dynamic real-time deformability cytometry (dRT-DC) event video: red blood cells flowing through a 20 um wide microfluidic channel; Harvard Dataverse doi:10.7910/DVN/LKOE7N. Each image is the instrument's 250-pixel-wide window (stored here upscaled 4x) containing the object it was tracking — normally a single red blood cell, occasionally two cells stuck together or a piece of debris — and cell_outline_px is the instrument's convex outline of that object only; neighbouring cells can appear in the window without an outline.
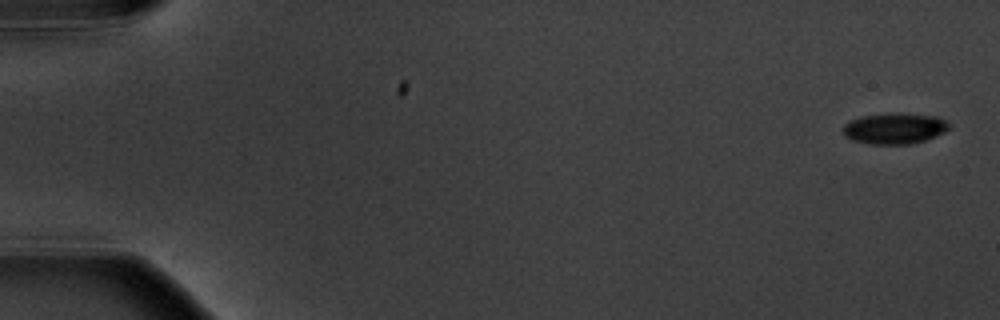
{"species": "common noctule bat (a hibernating species)", "species_latin": "Nyctalus noctula", "temperature_condition": "warm", "stored_images_in_passage": 5, "camera_frame_rate_fps": 3000, "um_per_image_px": 0.085, "animal": {"sex": "male", "body_mass_g": 20.1, "forearm_length_mm": 53.5}, "frame": {"image": 1, "passage_image": 1, "time_ms": 0.0, "image_size_px": [1000, 320], "cell_outline_px": [[948, 128], [944, 132], [936, 136], [912, 144], [868, 144], [852, 140], [844, 136], [844, 124], [848, 120], [860, 116], [892, 112], [900, 112], [936, 116], [944, 120], [948, 124]], "centroid_in_image_um": [75.99, 10.9], "position_along_channel_um": 9.0, "area_um2": 19.36}}
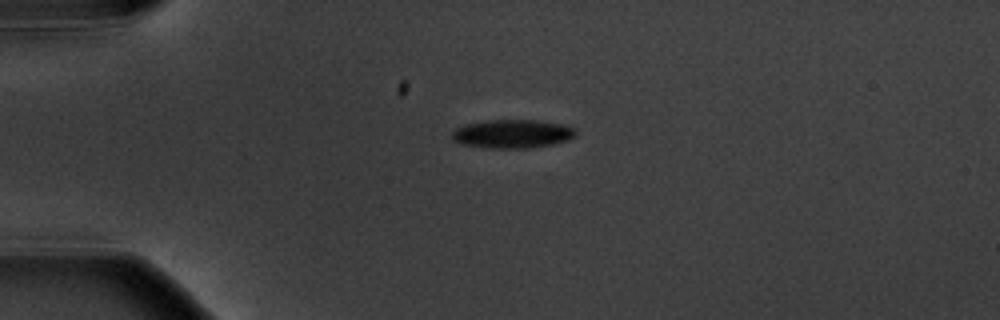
{"frame": {"image": 2, "passage_image": 4, "time_ms": 4.333, "image_size_px": [1000, 320], "cell_outline_px": [[576, 132], [568, 140], [552, 144], [532, 148], [488, 148], [460, 144], [452, 140], [452, 132], [456, 128], [464, 124], [488, 120], [540, 120], [564, 124], [576, 128]], "centroid_in_image_um": [43.54, 11.37], "position_along_channel_um": 41.5, "area_um2": 20.81}}